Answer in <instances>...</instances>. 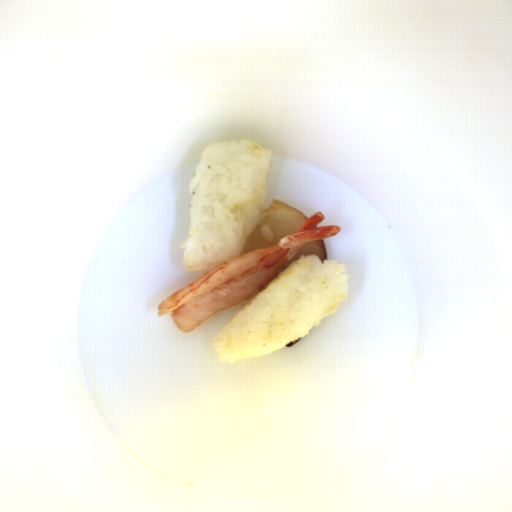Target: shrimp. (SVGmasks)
I'll return each instance as SVG.
<instances>
[{
	"instance_id": "1",
	"label": "shrimp",
	"mask_w": 512,
	"mask_h": 512,
	"mask_svg": "<svg viewBox=\"0 0 512 512\" xmlns=\"http://www.w3.org/2000/svg\"><path fill=\"white\" fill-rule=\"evenodd\" d=\"M324 213L313 214L296 232L272 247L257 248L222 262L159 303L158 315L171 313L180 331L190 333L219 312L244 302L266 285L308 241L338 234V225L317 226Z\"/></svg>"
}]
</instances>
